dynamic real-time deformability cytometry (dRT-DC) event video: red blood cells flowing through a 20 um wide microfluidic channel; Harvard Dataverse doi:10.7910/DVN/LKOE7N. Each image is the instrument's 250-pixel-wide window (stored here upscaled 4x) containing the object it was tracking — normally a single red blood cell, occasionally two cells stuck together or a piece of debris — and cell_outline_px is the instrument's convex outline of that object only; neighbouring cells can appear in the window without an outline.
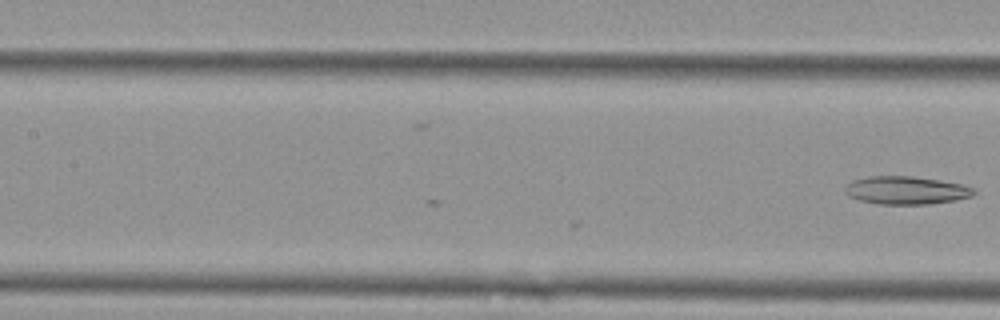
{"species": "Egyptian fruit bat (a non-hibernating species)", "species_latin": "Rousettus aegyptiacus", "temperature_condition": "cold", "stored_images_in_passage": 7, "camera_frame_rate_fps": 3000, "um_per_image_px": 0.085, "animal": {"sex": "female"}, "frame": {"image": 1, "passage_image": 7, "time_ms": 2.0, "image_size_px": [1000, 320], "cell_outline_px": [[976, 192], [972, 196], [956, 200], [928, 204], [876, 204], [860, 200], [848, 196], [844, 192], [844, 188], [852, 180], [868, 176], [912, 176], [940, 180], [960, 184], [976, 188]], "centroid_in_image_um": [77.01, 16.17], "position_along_channel_um": 130.4, "area_um2": 21.15}}